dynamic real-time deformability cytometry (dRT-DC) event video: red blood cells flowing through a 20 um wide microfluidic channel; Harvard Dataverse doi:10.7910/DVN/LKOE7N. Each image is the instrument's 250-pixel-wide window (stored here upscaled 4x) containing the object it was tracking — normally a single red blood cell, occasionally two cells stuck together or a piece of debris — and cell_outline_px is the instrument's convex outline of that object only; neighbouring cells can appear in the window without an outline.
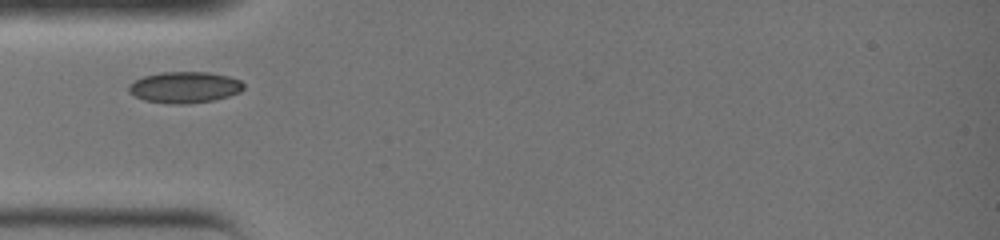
{"species": "common noctule bat (a hibernating species)", "species_latin": "Nyctalus noctula", "temperature_condition": "warm", "stored_images_in_passage": 13, "camera_frame_rate_fps": 3000, "um_per_image_px": 0.085, "animal": {"sex": "female", "body_mass_g": 19.0, "forearm_length_mm": 51.5}, "frame": {"image": 1, "passage_image": 1, "time_ms": 0.0, "image_size_px": [1000, 240], "cell_outline_px": [[244, 88], [240, 92], [228, 96], [212, 100], [188, 104], [168, 104], [144, 100], [128, 92], [128, 84], [144, 76], [160, 72], [208, 72], [228, 76], [240, 80], [244, 84]], "centroid_in_image_um": [15.68, 7.42], "position_along_channel_um": 69.3, "area_um2": 20.98}}
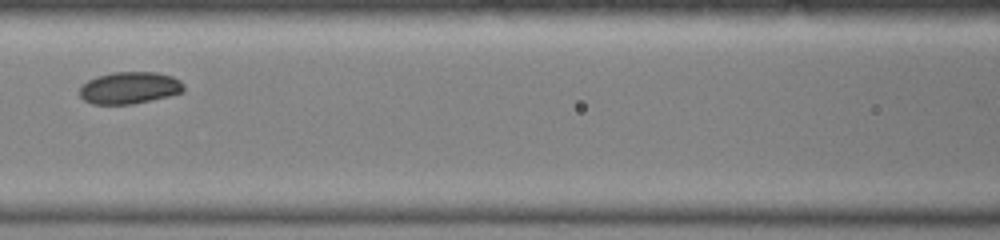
{"frame": {"image": 2, "passage_image": 6, "time_ms": 1.667, "image_size_px": [1000, 240], "cell_outline_px": [[184, 92], [152, 100], [132, 104], [92, 104], [84, 100], [80, 96], [80, 84], [96, 76], [112, 72], [156, 72], [172, 76], [180, 80], [184, 84]], "centroid_in_image_um": [11.0, 7.46], "position_along_channel_um": 155.6, "area_um2": 19.59}}
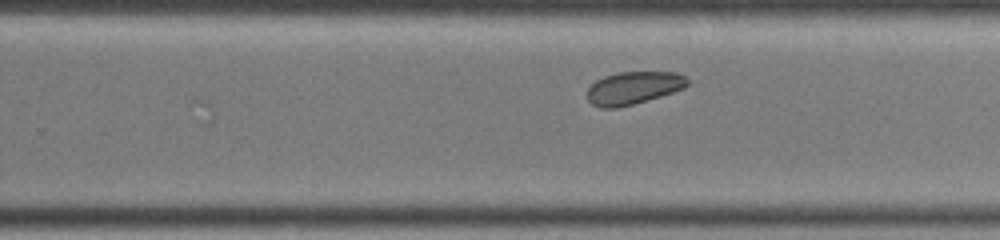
{"frame": {"image": 3, "passage_image": 13, "time_ms": 4.0, "image_size_px": [1000, 240], "cell_outline_px": [[688, 84], [684, 88], [660, 96], [632, 104], [616, 108], [600, 108], [592, 104], [588, 100], [588, 88], [596, 80], [604, 76], [620, 72], [676, 72], [684, 76], [688, 80]], "centroid_in_image_um": [53.83, 7.47], "position_along_channel_um": 276.0, "area_um2": 18.9}}